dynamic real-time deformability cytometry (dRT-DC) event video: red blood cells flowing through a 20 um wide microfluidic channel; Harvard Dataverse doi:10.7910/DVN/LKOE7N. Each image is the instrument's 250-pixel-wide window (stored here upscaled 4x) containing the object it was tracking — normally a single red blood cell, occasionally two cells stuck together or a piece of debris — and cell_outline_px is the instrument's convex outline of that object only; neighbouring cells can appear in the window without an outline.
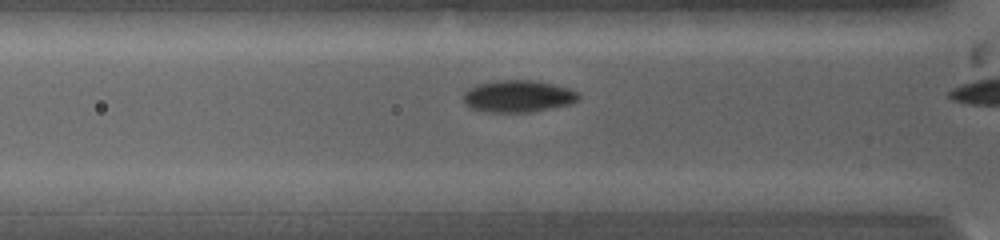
{"species": "common noctule bat (a hibernating species)", "species_latin": "Nyctalus noctula", "temperature_condition": "warm", "stored_images_in_passage": 8, "camera_frame_rate_fps": 5000, "um_per_image_px": 0.085, "animal": {"sex": "female", "body_mass_g": 19.0, "forearm_length_mm": 53.3}, "frame": {"image": 1, "passage_image": 6, "time_ms": 2.0, "image_size_px": [1000, 240], "cell_outline_px": [[580, 100], [572, 104], [532, 112], [484, 112], [468, 108], [464, 104], [464, 92], [468, 88], [476, 84], [496, 80], [532, 80], [552, 84], [568, 88], [576, 92], [580, 96]], "centroid_in_image_um": [44.01, 8.19], "position_along_channel_um": 81.8, "area_um2": 21.79}}